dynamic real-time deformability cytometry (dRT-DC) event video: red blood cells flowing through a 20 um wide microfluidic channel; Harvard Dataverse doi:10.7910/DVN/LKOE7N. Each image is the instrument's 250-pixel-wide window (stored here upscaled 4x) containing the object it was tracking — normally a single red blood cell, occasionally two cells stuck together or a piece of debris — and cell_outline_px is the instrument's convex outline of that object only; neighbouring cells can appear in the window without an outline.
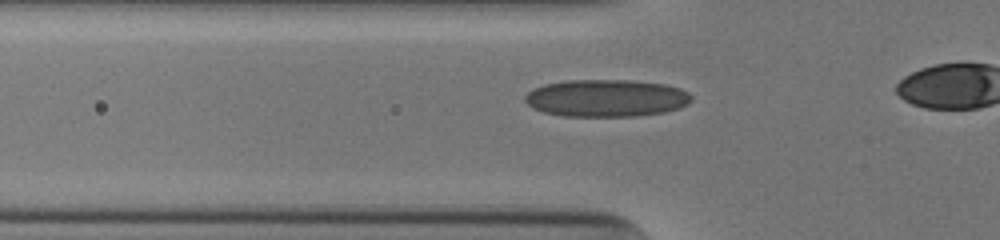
{"species": "human", "species_latin": "Homo sapiens", "temperature_condition": "cold", "stored_images_in_passage": 21, "camera_frame_rate_fps": 3000, "um_per_image_px": 0.085, "donor": {"sex": "male"}, "frame": {"image": 1, "passage_image": 15, "time_ms": 4.667, "image_size_px": [1000, 240], "cell_outline_px": [[692, 100], [688, 104], [680, 108], [664, 112], [636, 116], [564, 116], [544, 112], [532, 108], [524, 100], [524, 96], [532, 88], [544, 84], [568, 80], [632, 80], [664, 84], [680, 88], [688, 92], [692, 96]], "centroid_in_image_um": [51.53, 8.33], "position_along_channel_um": 74.3, "area_um2": 36.41}}
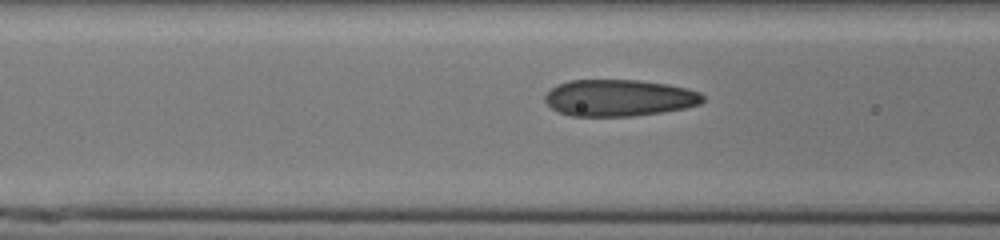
{"frame": {"image": 2, "passage_image": 18, "time_ms": 5.667, "image_size_px": [1000, 240], "cell_outline_px": [[704, 100], [700, 104], [684, 108], [664, 112], [632, 116], [572, 116], [560, 112], [552, 108], [544, 100], [544, 96], [556, 84], [568, 80], [640, 80], [668, 84], [688, 88], [700, 92], [704, 96]], "centroid_in_image_um": [52.64, 8.31], "position_along_channel_um": 114.0, "area_um2": 33.93}}